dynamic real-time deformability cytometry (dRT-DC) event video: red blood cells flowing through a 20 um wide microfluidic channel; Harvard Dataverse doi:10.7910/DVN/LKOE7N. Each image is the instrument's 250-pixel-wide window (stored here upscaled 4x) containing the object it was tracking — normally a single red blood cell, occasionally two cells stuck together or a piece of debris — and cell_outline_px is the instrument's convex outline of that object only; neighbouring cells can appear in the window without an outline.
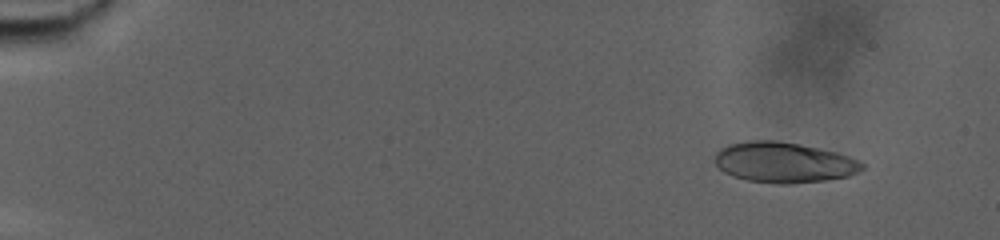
{"species": "human", "species_latin": "Homo sapiens", "temperature_condition": "warm", "stored_images_in_passage": 85, "camera_frame_rate_fps": 3000, "um_per_image_px": 0.085, "donor": {"sex": "male"}, "frame": {"image": 1, "passage_image": 9, "time_ms": 2.667, "image_size_px": [1000, 240], "cell_outline_px": [[864, 168], [860, 172], [848, 176], [824, 180], [788, 184], [776, 184], [748, 180], [732, 176], [724, 172], [716, 164], [716, 152], [720, 148], [728, 144], [752, 140], [776, 140], [800, 144], [836, 152], [860, 160], [864, 164]], "centroid_in_image_um": [66.64, 13.8], "position_along_channel_um": 18.4, "area_um2": 34.8}}
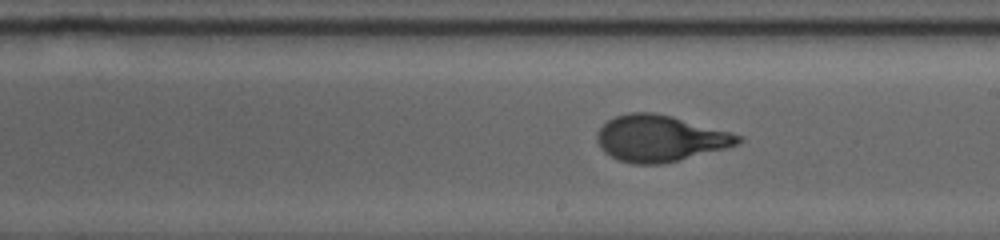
{"frame": {"image": 2, "passage_image": 52, "time_ms": 17.0, "image_size_px": [1000, 240], "cell_outline_px": [[744, 140], [740, 144], [664, 164], [632, 164], [620, 160], [604, 152], [600, 148], [596, 140], [596, 132], [608, 120], [616, 116], [628, 112], [652, 112], [672, 116], [732, 132], [744, 136]], "centroid_in_image_um": [56.11, 11.76], "position_along_channel_um": 232.9, "area_um2": 38.26}}
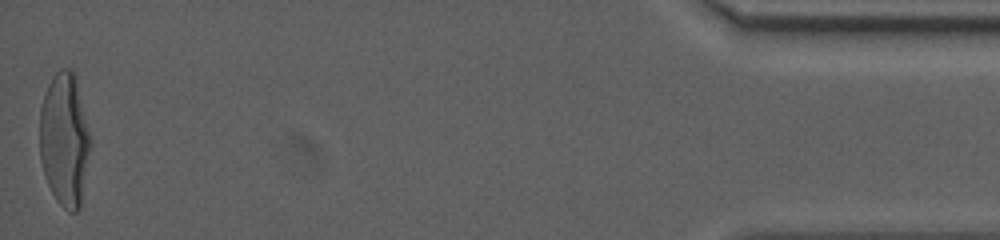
{"frame": {"image": 3, "passage_image": 85, "time_ms": 28.0, "image_size_px": [1000, 240], "cell_outline_px": [[92, 144], [80, 208], [76, 212], [68, 212], [56, 200], [48, 184], [40, 160], [40, 108], [44, 92], [52, 76], [60, 68], [68, 68], [72, 72], [92, 140]], "centroid_in_image_um": [5.48, 11.92], "position_along_channel_um": 429.7, "area_um2": 39.3}, "authors_computed_cell_mechanics": {"area_um2": 36.7608, "velocity_mm_per_s": 2.5184, "shape_relaxation_time_tau1_ms": 6.9298, "shape_relaxation_time_tau2_ms": null, "deformation_change_tau1": 0.2681, "deformation_change_tau2": null}}